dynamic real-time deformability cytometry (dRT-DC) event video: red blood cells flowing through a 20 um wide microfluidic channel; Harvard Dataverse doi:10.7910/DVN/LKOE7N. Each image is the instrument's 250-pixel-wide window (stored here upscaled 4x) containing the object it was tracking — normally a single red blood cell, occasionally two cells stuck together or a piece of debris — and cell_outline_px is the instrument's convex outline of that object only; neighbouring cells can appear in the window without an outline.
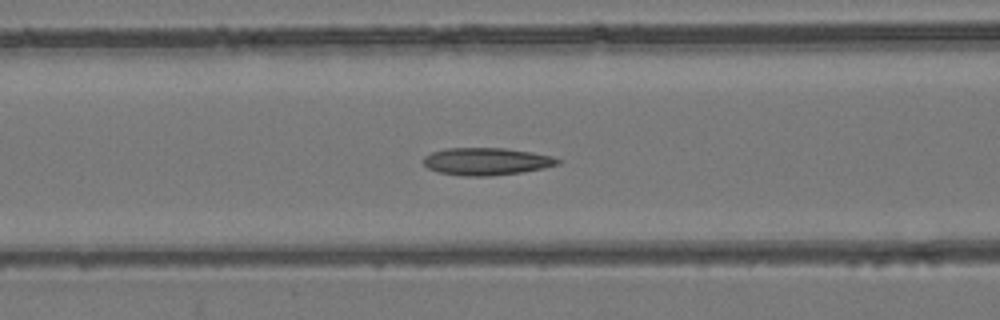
{"species": "common noctule bat (a hibernating species)", "species_latin": "Nyctalus noctula", "temperature_condition": "room temperature", "stored_images_in_passage": 49, "camera_frame_rate_fps": 3000, "um_per_image_px": 0.085, "animal": {"sex": "female", "body_mass_g": 24.6, "forearm_length_mm": 56.2}, "frame": {"image": 1, "passage_image": 17, "time_ms": 5.333, "image_size_px": [1000, 320], "cell_outline_px": [[564, 160], [560, 164], [544, 168], [524, 172], [492, 176], [460, 176], [440, 172], [428, 168], [424, 164], [424, 156], [432, 152], [444, 148], [504, 148], [532, 152], [552, 156]], "centroid_in_image_um": [41.39, 13.72], "position_along_channel_um": 125.2, "area_um2": 21.68}}
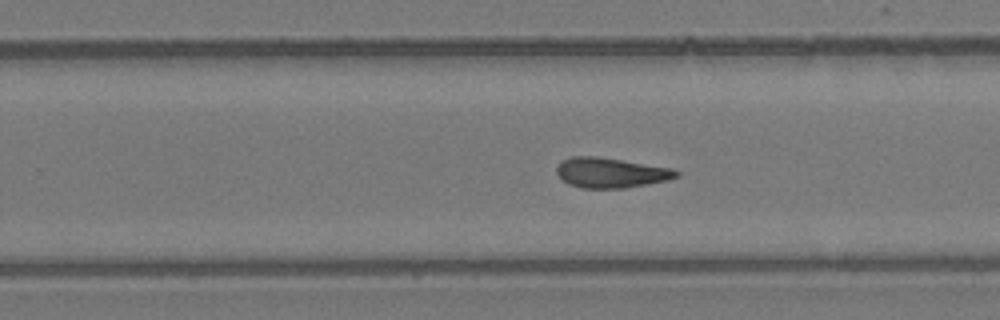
{"frame": {"image": 2, "passage_image": 29, "time_ms": 9.333, "image_size_px": [1000, 320], "cell_outline_px": [[680, 176], [668, 180], [624, 188], [580, 188], [568, 184], [556, 172], [556, 168], [560, 160], [572, 156], [596, 156], [672, 168], [680, 172]], "centroid_in_image_um": [51.9, 14.68], "position_along_channel_um": 277.9, "area_um2": 20.98}}
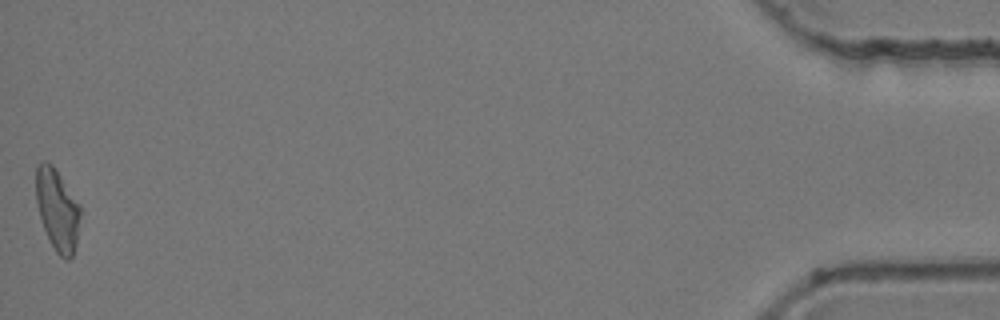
{"frame": {"image": 3, "passage_image": 49, "time_ms": 16.0, "image_size_px": [1000, 320], "cell_outline_px": [[80, 216], [76, 240], [72, 256], [68, 260], [64, 260], [56, 252], [44, 228], [40, 216], [36, 200], [36, 164], [40, 160], [44, 160], [52, 164], [80, 204]], "centroid_in_image_um": [4.86, 17.78], "position_along_channel_um": 430.3, "area_um2": 20.87}, "authors_computed_cell_mechanics": {"area_um2": 20.9236, "velocity_mm_per_s": 3.8277, "shape_relaxation_time_tau1_ms": null, "shape_relaxation_time_tau2_ms": 3.8859, "deformation_change_tau1": null, "deformation_change_tau2": 0.1365}}